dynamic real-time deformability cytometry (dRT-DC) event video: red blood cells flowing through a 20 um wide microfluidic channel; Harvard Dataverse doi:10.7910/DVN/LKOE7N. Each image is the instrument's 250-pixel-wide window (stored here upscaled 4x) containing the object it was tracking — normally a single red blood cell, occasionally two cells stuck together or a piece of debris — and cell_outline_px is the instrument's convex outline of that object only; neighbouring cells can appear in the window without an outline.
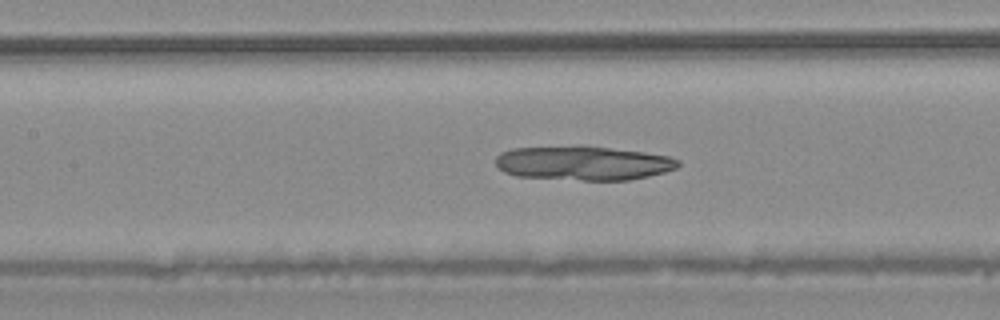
{"species": "common noctule bat (a hibernating species)", "species_latin": "Nyctalus noctula", "temperature_condition": "warm", "stored_images_in_passage": 32, "camera_frame_rate_fps": 3000, "um_per_image_px": 0.085, "animal": {"sex": "male", "body_mass_g": 20.4}, "frame": {"image": 1, "passage_image": 9, "time_ms": 2.667, "image_size_px": [1000, 320], "cell_outline_px": [[680, 164], [676, 168], [664, 172], [648, 176], [628, 180], [584, 180], [516, 176], [504, 172], [496, 164], [496, 156], [500, 152], [512, 148], [608, 148], [644, 152], [668, 156], [680, 160]], "centroid_in_image_um": [49.59, 13.89], "position_along_channel_um": 157.8, "area_um2": 35.32}}
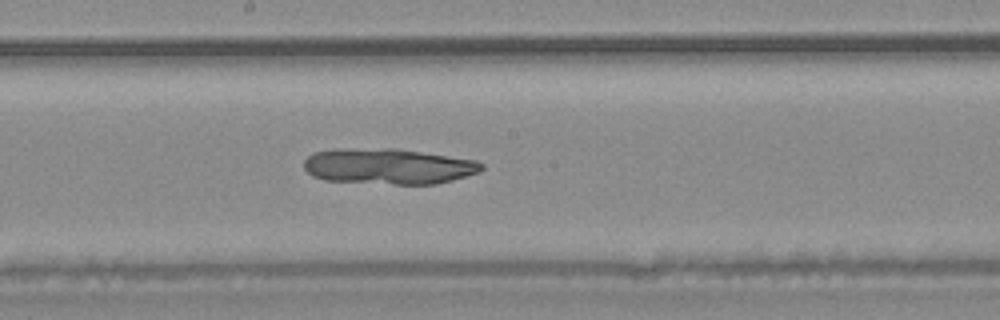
{"frame": {"image": 2, "passage_image": 13, "time_ms": 4.0, "image_size_px": [1000, 320], "cell_outline_px": [[484, 168], [480, 172], [452, 180], [436, 184], [396, 184], [324, 180], [312, 176], [304, 168], [304, 160], [312, 152], [384, 148], [396, 148], [476, 160], [484, 164]], "centroid_in_image_um": [33.07, 14.15], "position_along_channel_um": 215.1, "area_um2": 36.53}}